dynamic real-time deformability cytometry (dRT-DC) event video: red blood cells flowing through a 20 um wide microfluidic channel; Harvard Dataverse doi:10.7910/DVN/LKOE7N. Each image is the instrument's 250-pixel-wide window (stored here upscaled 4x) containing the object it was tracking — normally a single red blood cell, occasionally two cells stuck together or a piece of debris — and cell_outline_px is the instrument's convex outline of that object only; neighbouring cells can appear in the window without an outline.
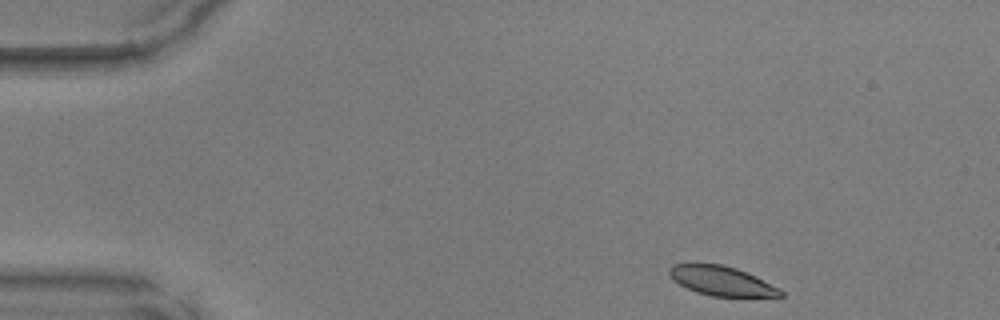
{"species": "common noctule bat (a hibernating species)", "species_latin": "Nyctalus noctula", "temperature_condition": "warm", "stored_images_in_passage": 44, "camera_frame_rate_fps": 3000, "um_per_image_px": 0.085, "animal": {"sex": "male", "body_mass_g": 17.9, "forearm_length_mm": 54.2}, "frame": {"image": 1, "passage_image": 1, "time_ms": 0.0, "image_size_px": [1000, 320], "cell_outline_px": [[784, 296], [712, 296], [696, 292], [672, 280], [668, 276], [668, 268], [672, 264], [724, 264], [736, 268], [780, 288], [784, 292]], "centroid_in_image_um": [61.29, 23.87], "position_along_channel_um": 23.7, "area_um2": 18.9}}
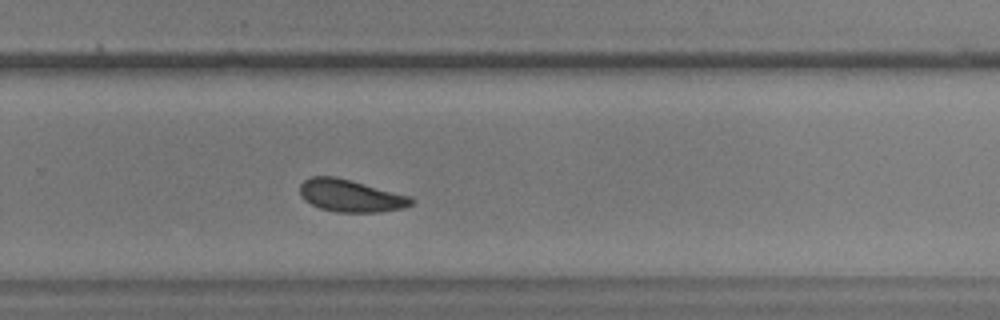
{"frame": {"image": 2, "passage_image": 27, "time_ms": 8.667, "image_size_px": [1000, 320], "cell_outline_px": [[412, 204], [404, 208], [380, 212], [336, 212], [320, 208], [304, 200], [300, 196], [300, 184], [304, 180], [312, 176], [336, 176], [408, 196], [412, 200]], "centroid_in_image_um": [29.74, 16.64], "position_along_channel_um": 300.1, "area_um2": 20.75}}
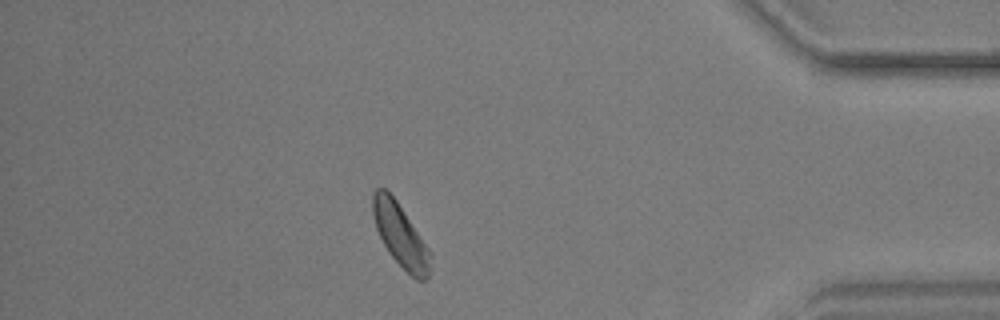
{"frame": {"image": 3, "passage_image": 37, "time_ms": 12.0, "image_size_px": [1000, 320], "cell_outline_px": [[432, 256], [428, 276], [424, 280], [416, 280], [388, 252], [376, 228], [372, 216], [372, 192], [376, 188], [384, 188], [396, 200], [428, 248]], "centroid_in_image_um": [34.01, 19.98], "position_along_channel_um": 401.2, "area_um2": 20.69}}